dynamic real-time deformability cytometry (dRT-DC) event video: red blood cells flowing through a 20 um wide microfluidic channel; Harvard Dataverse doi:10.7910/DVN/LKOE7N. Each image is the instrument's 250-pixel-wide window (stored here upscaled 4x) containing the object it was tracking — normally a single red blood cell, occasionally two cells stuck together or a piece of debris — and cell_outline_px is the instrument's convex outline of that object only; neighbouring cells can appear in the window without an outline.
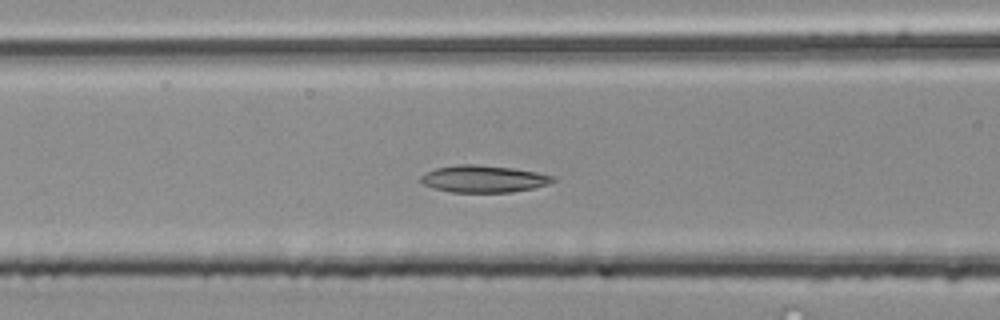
{"species": "common noctule bat (a hibernating species)", "species_latin": "Nyctalus noctula", "temperature_condition": "room temperature", "stored_images_in_passage": 48, "camera_frame_rate_fps": 3000, "um_per_image_px": 0.085, "animal": {"sex": "male", "body_mass_g": 20.4}, "frame": {"image": 1, "passage_image": 17, "time_ms": 5.333, "image_size_px": [1000, 320], "cell_outline_px": [[556, 180], [548, 184], [532, 188], [512, 192], [452, 192], [436, 188], [424, 184], [420, 180], [420, 176], [436, 168], [460, 164], [476, 164], [512, 168], [536, 172], [556, 176]], "centroid_in_image_um": [41.14, 15.2], "position_along_channel_um": 125.5, "area_um2": 20.63}}
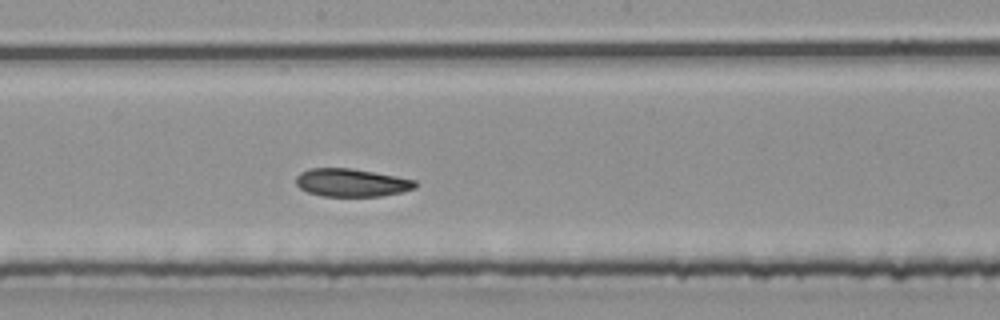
{"frame": {"image": 2, "passage_image": 24, "time_ms": 7.667, "image_size_px": [1000, 320], "cell_outline_px": [[416, 188], [400, 192], [380, 196], [320, 196], [308, 192], [300, 188], [296, 184], [296, 176], [300, 172], [308, 168], [348, 168], [396, 176], [416, 180]], "centroid_in_image_um": [29.84, 15.52], "position_along_channel_um": 218.4, "area_um2": 19.36}}
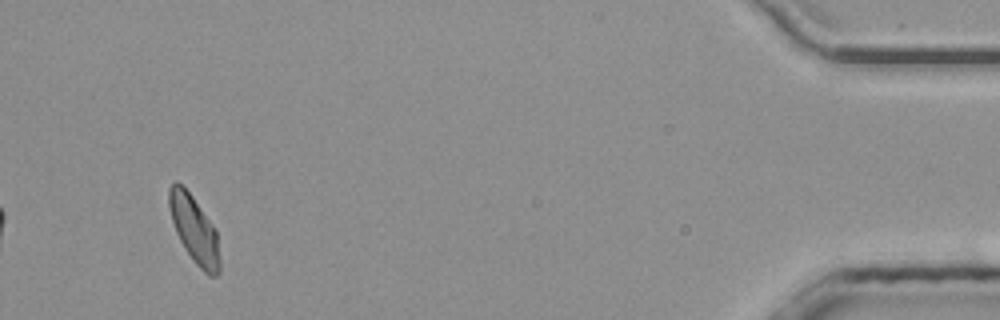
{"frame": {"image": 3, "passage_image": 45, "time_ms": 14.667, "image_size_px": [1000, 320], "cell_outline_px": [[220, 272], [216, 276], [208, 276], [192, 260], [184, 248], [176, 232], [168, 208], [168, 188], [176, 180], [192, 196], [216, 228], [220, 260]], "centroid_in_image_um": [16.52, 19.53], "position_along_channel_um": 418.7, "area_um2": 19.94}, "authors_computed_cell_mechanics": {"area_um2": 20.0566, "velocity_mm_per_s": 3.9736, "shape_relaxation_time_tau1_ms": null, "shape_relaxation_time_tau2_ms": 7.05, "deformation_change_tau1": null, "deformation_change_tau2": 0.1279}}